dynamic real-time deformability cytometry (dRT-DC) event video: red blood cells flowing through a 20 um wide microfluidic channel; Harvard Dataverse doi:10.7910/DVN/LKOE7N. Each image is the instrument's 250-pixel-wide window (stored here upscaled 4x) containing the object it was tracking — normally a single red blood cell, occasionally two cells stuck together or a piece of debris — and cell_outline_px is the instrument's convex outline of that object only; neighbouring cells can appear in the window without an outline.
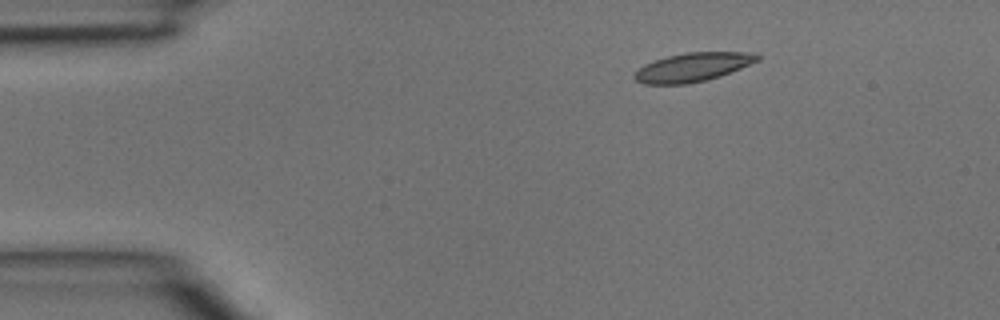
{"species": "common noctule bat (a hibernating species)", "species_latin": "Nyctalus noctula", "temperature_condition": "room temperature", "stored_images_in_passage": 3, "segment_of_instrument_passage": [1, 2], "camera_frame_rate_fps": 3000, "um_per_image_px": 0.085, "animal": {"sex": "male", "body_mass_g": 15.6}, "frame": {"image": 1, "passage_image": 1, "time_ms": 0.0, "image_size_px": [1000, 320], "cell_outline_px": [[760, 60], [720, 76], [708, 80], [688, 84], [644, 84], [636, 80], [632, 76], [644, 64], [668, 56], [688, 52], [756, 52], [760, 56]], "centroid_in_image_um": [58.91, 5.71], "position_along_channel_um": 26.1, "area_um2": 20.58}}